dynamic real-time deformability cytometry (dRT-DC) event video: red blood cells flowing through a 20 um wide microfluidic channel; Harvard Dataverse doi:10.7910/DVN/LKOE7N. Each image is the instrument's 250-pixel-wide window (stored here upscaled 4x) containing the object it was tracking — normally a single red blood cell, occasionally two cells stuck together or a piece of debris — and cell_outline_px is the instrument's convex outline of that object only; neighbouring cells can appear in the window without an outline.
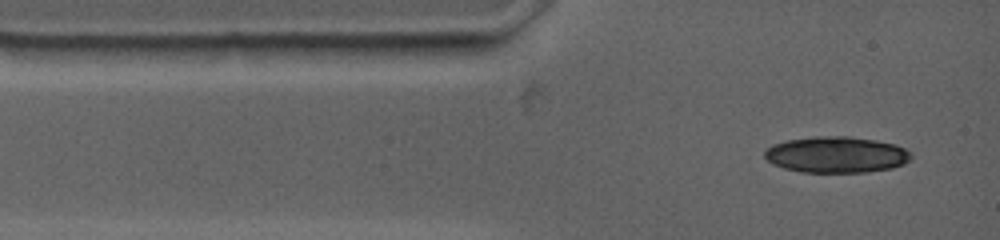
{"species": "common noctule bat (a hibernating species)", "species_latin": "Nyctalus noctula", "temperature_condition": "warm", "stored_images_in_passage": 2, "camera_frame_rate_fps": 4500, "um_per_image_px": 0.085, "animal": {"sex": "female", "body_mass_g": 19.0, "forearm_length_mm": 53.3}, "frame": {"image": 1, "passage_image": 1, "time_ms": 0.0, "image_size_px": [1000, 240], "cell_outline_px": [[912, 156], [904, 164], [892, 168], [860, 172], [804, 172], [784, 168], [768, 160], [764, 156], [764, 148], [772, 144], [784, 140], [816, 136], [848, 136], [876, 140], [896, 144], [912, 152]], "centroid_in_image_um": [71.08, 13.13], "position_along_channel_um": 13.9, "area_um2": 30.98}}